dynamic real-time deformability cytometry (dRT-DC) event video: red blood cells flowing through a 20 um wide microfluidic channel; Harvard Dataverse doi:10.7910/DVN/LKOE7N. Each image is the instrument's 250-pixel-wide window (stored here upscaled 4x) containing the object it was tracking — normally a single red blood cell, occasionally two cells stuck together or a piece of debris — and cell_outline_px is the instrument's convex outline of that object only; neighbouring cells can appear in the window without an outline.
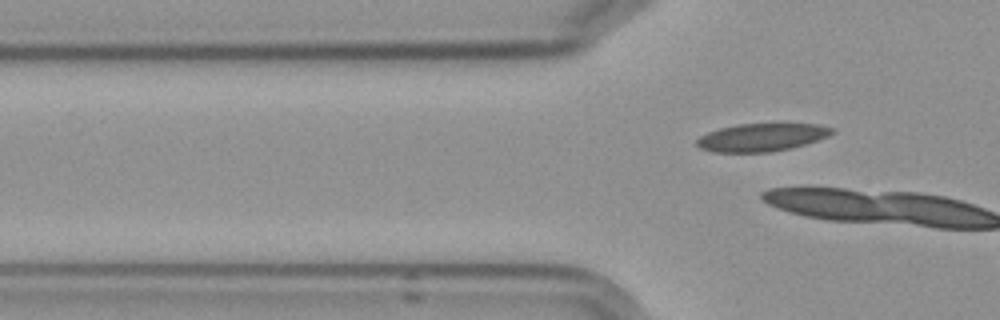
{"species": "Egyptian fruit bat (a non-hibernating species)", "species_latin": "Rousettus aegyptiacus", "temperature_condition": "cold", "stored_images_in_passage": 6, "segment_of_instrument_passage": [2, 2], "camera_frame_rate_fps": 3000, "um_per_image_px": 0.085, "frame": {"image": 1, "passage_image": 6, "time_ms": 6.667, "image_size_px": [1000, 320], "cell_outline_px": [[836, 132], [828, 136], [792, 148], [772, 152], [712, 152], [700, 148], [696, 144], [696, 140], [700, 136], [708, 132], [720, 128], [736, 124], [776, 120], [784, 120], [816, 124], [836, 128]], "centroid_in_image_um": [64.82, 11.61], "position_along_channel_um": 61.0, "area_um2": 23.29}}